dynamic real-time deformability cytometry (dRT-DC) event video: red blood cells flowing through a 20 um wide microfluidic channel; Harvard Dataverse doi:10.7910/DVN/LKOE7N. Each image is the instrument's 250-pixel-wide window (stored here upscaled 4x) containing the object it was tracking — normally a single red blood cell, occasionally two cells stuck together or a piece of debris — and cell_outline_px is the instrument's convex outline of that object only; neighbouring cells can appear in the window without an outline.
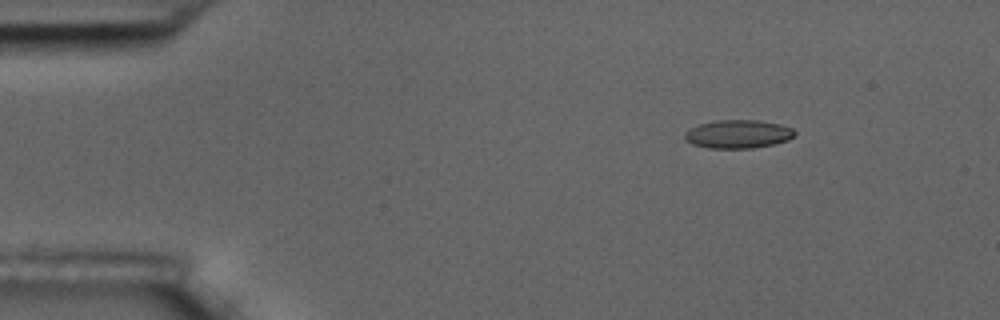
{"species": "common noctule bat (a hibernating species)", "species_latin": "Nyctalus noctula", "temperature_condition": "room temperature", "stored_images_in_passage": 5, "camera_frame_rate_fps": 3000, "um_per_image_px": 0.085, "animal": {"sex": "male", "body_mass_g": 17.5, "forearm_length_mm": 52.3}, "frame": {"image": 1, "passage_image": 2, "time_ms": 1.333, "image_size_px": [1000, 320], "cell_outline_px": [[796, 132], [788, 140], [772, 144], [752, 148], [708, 148], [692, 144], [684, 140], [684, 132], [688, 128], [696, 124], [716, 120], [760, 120], [780, 124], [792, 128]], "centroid_in_image_um": [62.67, 11.38], "position_along_channel_um": 22.3, "area_um2": 18.38}}
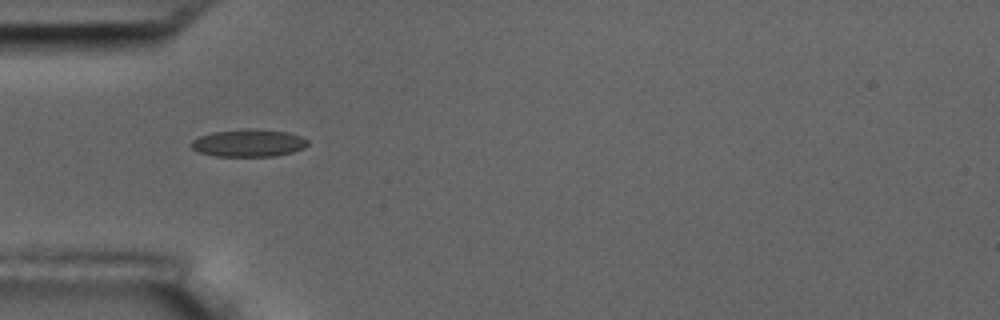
{"frame": {"image": 2, "passage_image": 5, "time_ms": 4.667, "image_size_px": [1000, 320], "cell_outline_px": [[308, 144], [304, 148], [292, 152], [276, 156], [216, 156], [196, 152], [188, 144], [192, 140], [200, 136], [212, 132], [248, 128], [256, 128], [288, 132], [300, 136], [308, 140]], "centroid_in_image_um": [21.1, 12.15], "position_along_channel_um": 63.9, "area_um2": 18.9}}